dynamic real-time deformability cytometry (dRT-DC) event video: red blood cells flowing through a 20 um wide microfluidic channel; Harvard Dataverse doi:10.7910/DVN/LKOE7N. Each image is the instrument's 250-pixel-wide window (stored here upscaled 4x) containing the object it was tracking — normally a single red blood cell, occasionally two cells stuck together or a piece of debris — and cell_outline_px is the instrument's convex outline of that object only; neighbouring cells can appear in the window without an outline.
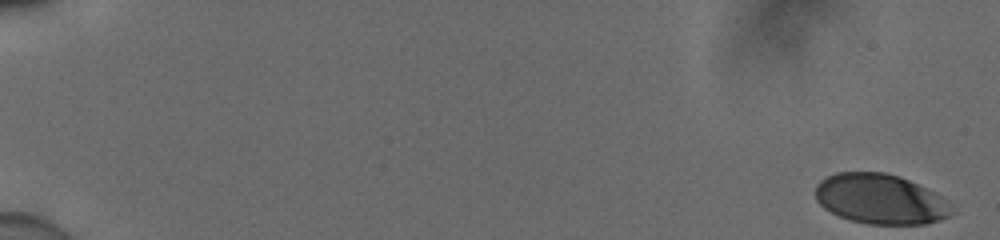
{"species": "human", "species_latin": "Homo sapiens", "temperature_condition": "cold", "stored_images_in_passage": 55, "camera_frame_rate_fps": 3000, "um_per_image_px": 0.085, "donor": {"sex": "male"}, "frame": {"image": 1, "passage_image": 1, "time_ms": 0.0, "image_size_px": [1000, 240], "cell_outline_px": [[956, 212], [940, 220], [924, 224], [868, 224], [852, 220], [840, 216], [824, 208], [816, 200], [816, 184], [820, 180], [836, 172], [884, 172], [900, 176], [940, 196]], "centroid_in_image_um": [74.81, 16.92], "position_along_channel_um": 10.2, "area_um2": 39.42}}
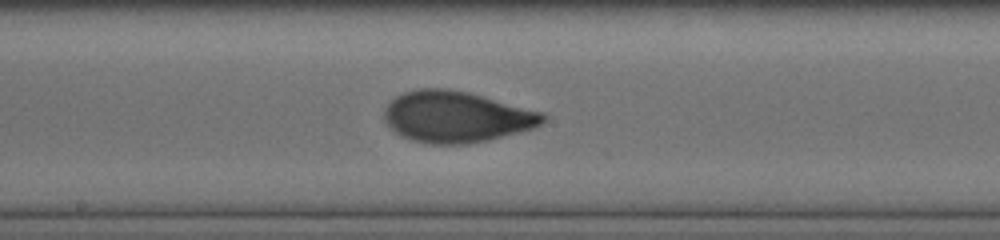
{"frame": {"image": 2, "passage_image": 32, "time_ms": 10.333, "image_size_px": [1000, 240], "cell_outline_px": [[548, 120], [532, 128], [488, 140], [468, 144], [428, 144], [412, 140], [400, 136], [384, 120], [384, 108], [396, 96], [404, 92], [416, 88], [448, 88], [468, 92], [544, 112], [548, 116]], "centroid_in_image_um": [38.79, 9.92], "position_along_channel_um": 209.4, "area_um2": 47.51}}
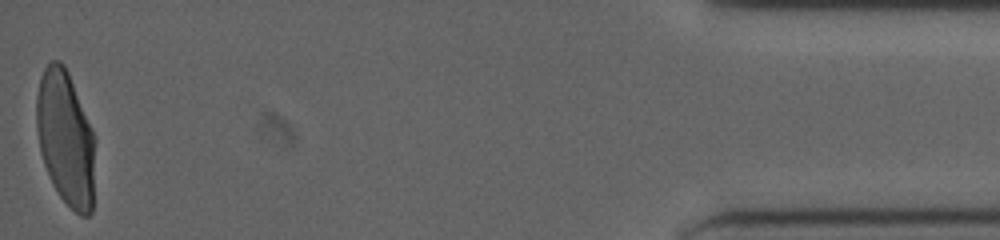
{"frame": {"image": 3, "passage_image": 55, "time_ms": 18.0, "image_size_px": [1000, 240], "cell_outline_px": [[96, 140], [92, 212], [88, 216], [80, 216], [60, 196], [52, 184], [44, 164], [40, 152], [36, 128], [36, 96], [40, 76], [44, 68], [52, 60], [60, 60], [64, 64], [68, 72], [92, 128]], "centroid_in_image_um": [5.58, 11.74], "position_along_channel_um": 429.6, "area_um2": 46.47}, "authors_computed_cell_mechanics": {"area_um2": 45.373, "velocity_mm_per_s": 3.8886, "shape_relaxation_time_tau1_ms": 4.3197, "shape_relaxation_time_tau2_ms": null, "deformation_change_tau1": 0.1778, "deformation_change_tau2": null}}